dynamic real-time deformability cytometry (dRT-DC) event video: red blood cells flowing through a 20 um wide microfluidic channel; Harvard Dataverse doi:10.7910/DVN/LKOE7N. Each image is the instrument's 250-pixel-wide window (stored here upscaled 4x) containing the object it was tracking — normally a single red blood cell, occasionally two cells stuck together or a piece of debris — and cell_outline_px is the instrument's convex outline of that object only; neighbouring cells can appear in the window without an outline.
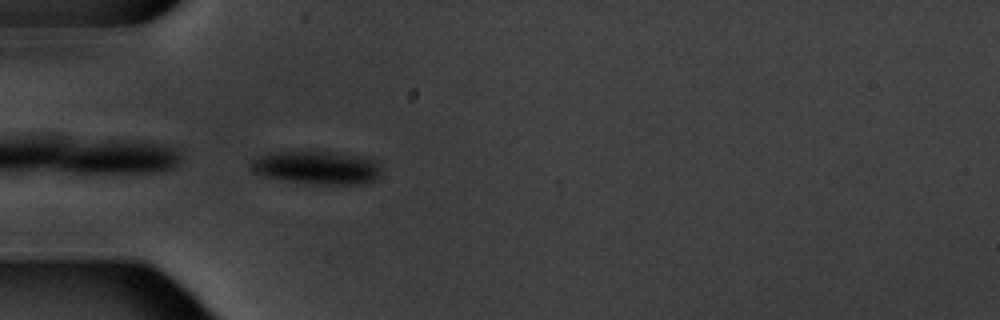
{"species": "common noctule bat (a hibernating species)", "species_latin": "Nyctalus noctula", "temperature_condition": "warm", "stored_images_in_passage": 4, "camera_frame_rate_fps": 3000, "um_per_image_px": 0.085, "animal": {"sex": "male", "body_mass_g": 20.1, "forearm_length_mm": 53.5}, "frame": {"image": 1, "passage_image": 4, "time_ms": 4.667, "image_size_px": [1000, 320], "cell_outline_px": [[380, 176], [364, 184], [312, 184], [264, 176], [256, 172], [252, 164], [252, 160], [256, 156], [268, 152], [308, 148], [312, 148], [368, 156], [380, 160]], "centroid_in_image_um": [27.01, 14.16], "position_along_channel_um": 58.0, "area_um2": 26.53}}